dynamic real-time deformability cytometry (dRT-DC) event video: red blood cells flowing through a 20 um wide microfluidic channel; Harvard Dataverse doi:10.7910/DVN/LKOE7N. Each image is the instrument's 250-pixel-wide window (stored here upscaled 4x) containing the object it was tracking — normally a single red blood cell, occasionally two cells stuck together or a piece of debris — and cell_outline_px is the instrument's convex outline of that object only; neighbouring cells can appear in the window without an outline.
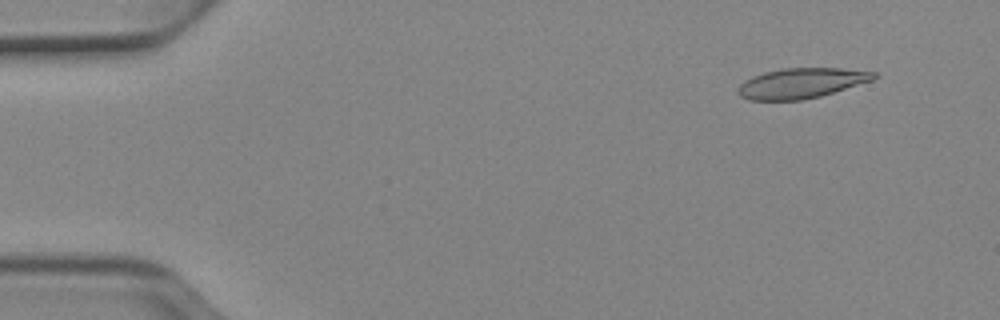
{"species": "Egyptian fruit bat (a non-hibernating species)", "species_latin": "Rousettus aegyptiacus", "temperature_condition": "cold", "stored_images_in_passage": 52, "camera_frame_rate_fps": 3000, "um_per_image_px": 0.085, "animal": {"sex": "female"}, "frame": {"image": 1, "passage_image": 5, "time_ms": 1.333, "image_size_px": [1000, 320], "cell_outline_px": [[880, 76], [872, 80], [820, 96], [804, 100], [748, 100], [740, 96], [736, 92], [736, 88], [744, 80], [752, 76], [764, 72], [784, 68], [840, 68], [876, 72]], "centroid_in_image_um": [68.07, 7.07], "position_along_channel_um": 16.9, "area_um2": 23.99}}
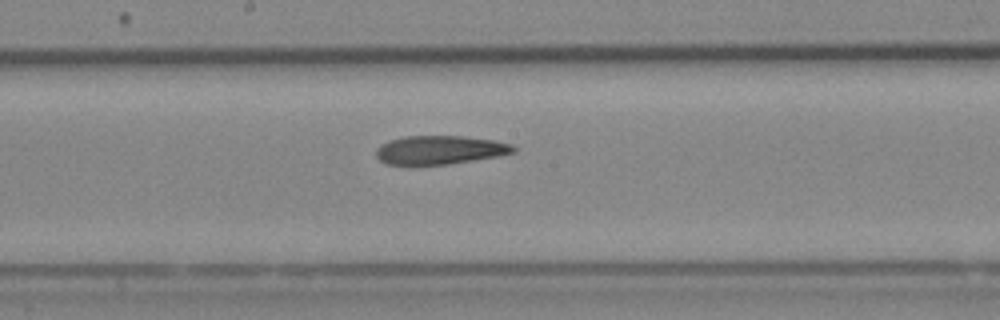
{"frame": {"image": 2, "passage_image": 28, "time_ms": 9.0, "image_size_px": [1000, 320], "cell_outline_px": [[516, 152], [500, 156], [448, 164], [412, 168], [408, 168], [384, 164], [376, 156], [376, 148], [380, 144], [388, 140], [404, 136], [464, 136], [492, 140], [512, 144], [516, 148]], "centroid_in_image_um": [37.29, 12.79], "position_along_channel_um": 210.9, "area_um2": 23.99}}
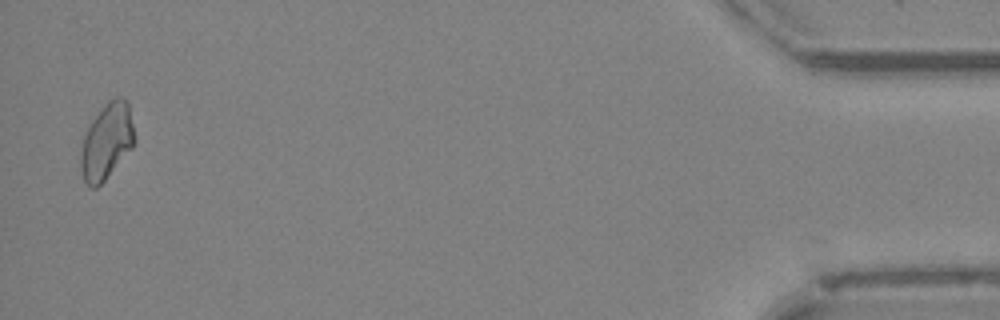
{"frame": {"image": 3, "passage_image": 51, "time_ms": 16.667, "image_size_px": [1000, 320], "cell_outline_px": [[136, 140], [132, 148], [104, 180], [96, 188], [88, 188], [84, 180], [80, 168], [80, 156], [84, 136], [92, 120], [104, 104], [108, 100], [116, 96], [120, 96], [128, 100]], "centroid_in_image_um": [9.08, 12.0], "position_along_channel_um": 426.1, "area_um2": 23.87}, "authors_computed_cell_mechanics": {"area_um2": 23.9292, "velocity_mm_per_s": 3.9135, "shape_relaxation_time_tau1_ms": null, "shape_relaxation_time_tau2_ms": 6.8288, "deformation_change_tau1": null, "deformation_change_tau2": 0.155}}